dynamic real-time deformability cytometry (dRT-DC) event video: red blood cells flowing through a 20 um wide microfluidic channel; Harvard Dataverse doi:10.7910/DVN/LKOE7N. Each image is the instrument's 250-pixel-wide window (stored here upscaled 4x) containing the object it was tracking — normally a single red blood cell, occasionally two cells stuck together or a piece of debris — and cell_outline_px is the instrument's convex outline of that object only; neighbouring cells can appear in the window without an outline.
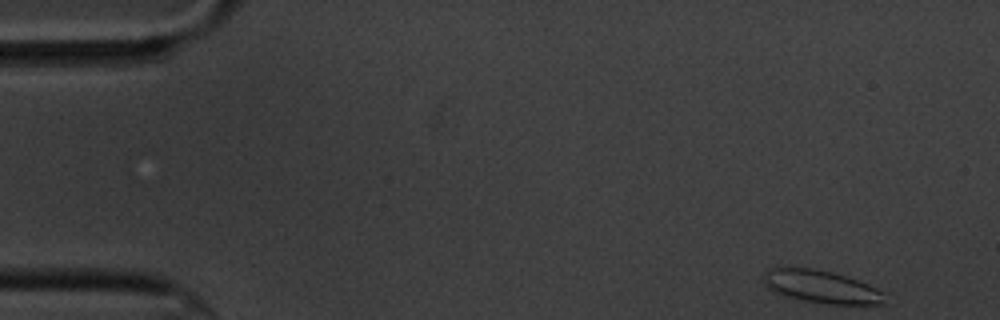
{"species": "common noctule bat (a hibernating species)", "species_latin": "Nyctalus noctula", "temperature_condition": "cold", "stored_images_in_passage": 4, "camera_frame_rate_fps": 3000, "um_per_image_px": 0.085, "animal": {"sex": "male", "body_mass_g": 20.1, "forearm_length_mm": 53.5}, "frame": {"image": 1, "passage_image": 1, "time_ms": 0.0, "image_size_px": [1000, 320], "cell_outline_px": [[888, 304], [828, 304], [796, 300], [780, 296], [772, 292], [764, 284], [764, 272], [768, 268], [780, 264], [816, 268], [832, 272], [868, 284], [884, 292]], "centroid_in_image_um": [69.7, 24.34], "position_along_channel_um": 15.3, "area_um2": 24.22}}
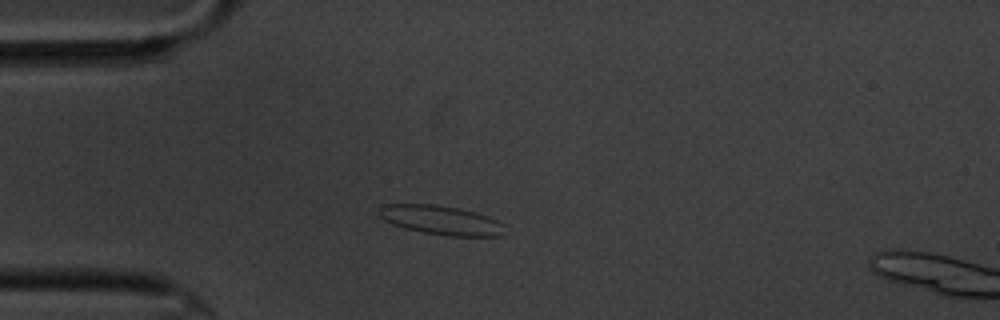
{"frame": {"image": 2, "passage_image": 4, "time_ms": 3.667, "image_size_px": [1000, 320], "cell_outline_px": [[504, 236], [448, 236], [424, 232], [404, 228], [392, 224], [384, 220], [376, 212], [384, 204], [436, 204], [460, 208], [476, 212], [488, 216], [504, 224]], "centroid_in_image_um": [37.49, 18.71], "position_along_channel_um": 47.5, "area_um2": 21.56}}